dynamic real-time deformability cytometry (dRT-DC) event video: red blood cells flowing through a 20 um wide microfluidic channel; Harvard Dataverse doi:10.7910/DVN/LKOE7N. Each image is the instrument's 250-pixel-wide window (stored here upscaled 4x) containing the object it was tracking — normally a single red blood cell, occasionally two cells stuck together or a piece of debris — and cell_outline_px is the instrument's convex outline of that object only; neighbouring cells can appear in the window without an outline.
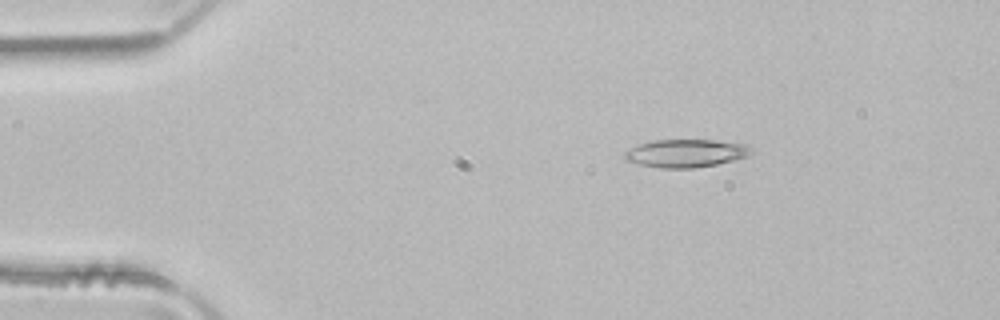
{"species": "common noctule bat (a hibernating species)", "species_latin": "Nyctalus noctula", "temperature_condition": "room temperature", "stored_images_in_passage": 3, "camera_frame_rate_fps": 3000, "um_per_image_px": 0.085, "animal": {"sex": "male", "body_mass_g": 21.5, "forearm_length_mm": 52.0}, "frame": {"image": 1, "passage_image": 3, "time_ms": 0.667, "image_size_px": [1000, 320], "cell_outline_px": [[752, 152], [748, 156], [736, 160], [716, 164], [692, 168], [660, 168], [640, 164], [624, 160], [624, 152], [640, 144], [652, 140], [712, 140], [748, 144], [752, 148]], "centroid_in_image_um": [58.33, 13.02], "position_along_channel_um": 26.7, "area_um2": 20.63}}